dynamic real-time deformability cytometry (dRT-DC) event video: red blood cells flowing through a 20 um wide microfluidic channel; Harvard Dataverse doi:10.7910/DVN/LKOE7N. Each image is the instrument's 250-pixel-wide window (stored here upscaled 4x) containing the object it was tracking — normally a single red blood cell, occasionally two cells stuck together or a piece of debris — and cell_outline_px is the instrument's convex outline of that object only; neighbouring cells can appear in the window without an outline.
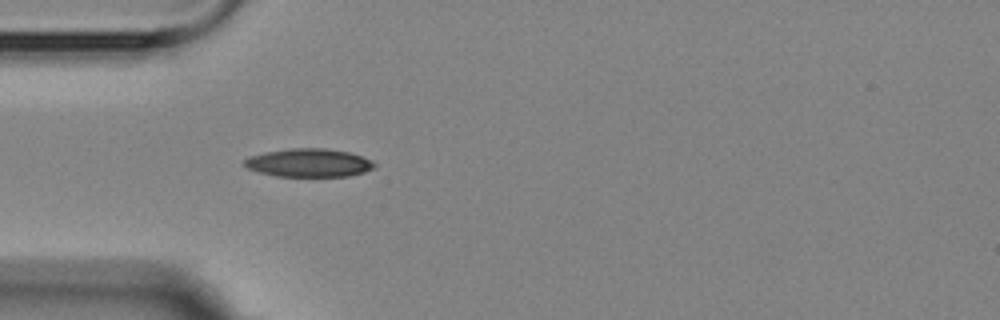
{"species": "Egyptian fruit bat (a non-hibernating species)", "species_latin": "Rousettus aegyptiacus", "temperature_condition": "room temperature", "stored_images_in_passage": 1, "camera_frame_rate_fps": 3000, "um_per_image_px": 0.085, "animal": {"sex": "female"}, "frame": {"image": 1, "passage_image": 1, "time_ms": 0.0, "image_size_px": [1000, 320], "cell_outline_px": [[376, 168], [364, 172], [348, 176], [276, 176], [260, 172], [248, 168], [244, 164], [244, 160], [248, 156], [264, 152], [292, 148], [324, 148], [348, 152], [372, 160], [376, 164]], "centroid_in_image_um": [26.26, 13.83], "position_along_channel_um": 58.7, "area_um2": 21.39}}